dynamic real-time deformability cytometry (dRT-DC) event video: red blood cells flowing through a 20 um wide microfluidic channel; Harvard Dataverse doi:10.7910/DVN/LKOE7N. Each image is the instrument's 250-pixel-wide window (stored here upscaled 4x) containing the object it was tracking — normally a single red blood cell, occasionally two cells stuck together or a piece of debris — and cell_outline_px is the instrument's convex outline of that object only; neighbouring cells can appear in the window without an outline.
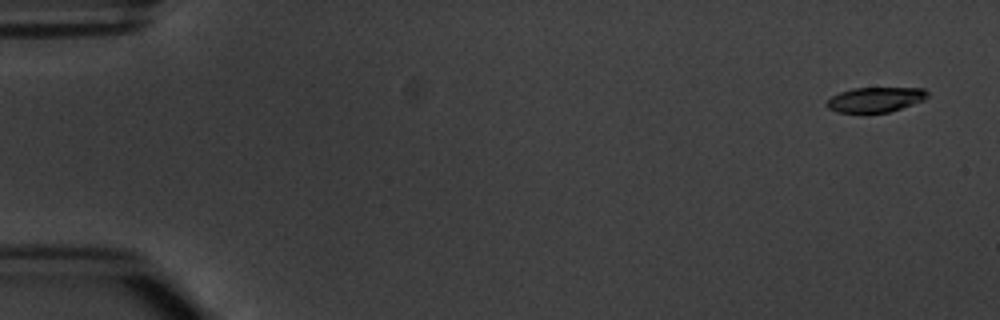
{"species": "common noctule bat (a hibernating species)", "species_latin": "Nyctalus noctula", "temperature_condition": "warm", "stored_images_in_passage": 6, "segment_of_instrument_passage": [1, 2], "camera_frame_rate_fps": 3000, "um_per_image_px": 0.085, "animal": {"sex": "male", "body_mass_g": 20.1, "forearm_length_mm": 53.5}, "frame": {"image": 1, "passage_image": 1, "time_ms": 0.0, "image_size_px": [1000, 320], "cell_outline_px": [[928, 96], [924, 100], [888, 112], [836, 112], [828, 108], [824, 104], [832, 96], [840, 92], [852, 88], [924, 88], [928, 92]], "centroid_in_image_um": [74.39, 8.45], "position_along_channel_um": 10.6, "area_um2": 14.51}}
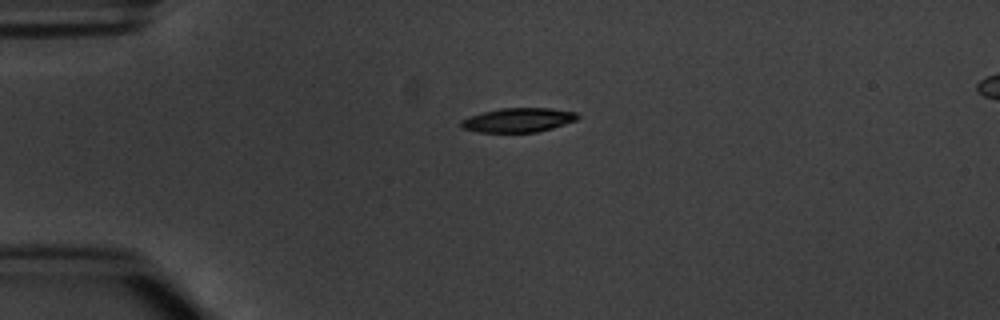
{"frame": {"image": 2, "passage_image": 4, "time_ms": 3.667, "image_size_px": [1000, 320], "cell_outline_px": [[580, 116], [576, 120], [552, 128], [536, 132], [476, 132], [460, 128], [460, 120], [468, 116], [500, 108], [548, 108], [576, 112]], "centroid_in_image_um": [44.0, 10.2], "position_along_channel_um": 41.0, "area_um2": 16.47}}